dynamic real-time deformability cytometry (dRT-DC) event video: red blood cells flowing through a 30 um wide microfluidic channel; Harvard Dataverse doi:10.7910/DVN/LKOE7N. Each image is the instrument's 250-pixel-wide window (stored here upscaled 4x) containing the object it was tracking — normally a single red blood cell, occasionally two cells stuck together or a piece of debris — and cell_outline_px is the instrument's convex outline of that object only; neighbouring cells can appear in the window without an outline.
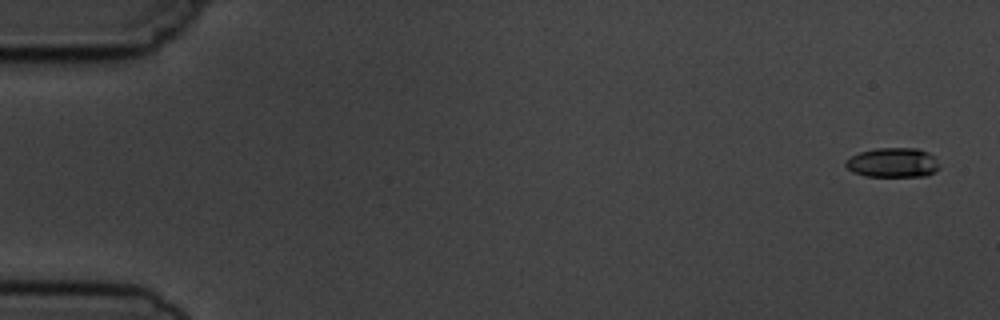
{"species": "common noctule bat (a hibernating species)", "species_latin": "Nyctalus noctula", "temperature_condition": "cold", "stored_images_in_passage": 5, "camera_frame_rate_fps": 3000, "um_per_image_px": 0.085, "animal": {"sex": "male", "body_mass_g": 19.5, "forearm_length_mm": 54.6}, "frame": {"image": 1, "passage_image": 1, "time_ms": 0.0, "image_size_px": [1000, 320], "cell_outline_px": [[940, 168], [924, 176], [864, 176], [852, 172], [844, 164], [844, 160], [860, 152], [876, 148], [916, 148], [928, 152], [932, 156]], "centroid_in_image_um": [75.84, 13.82], "position_along_channel_um": 9.2, "area_um2": 16.01}}
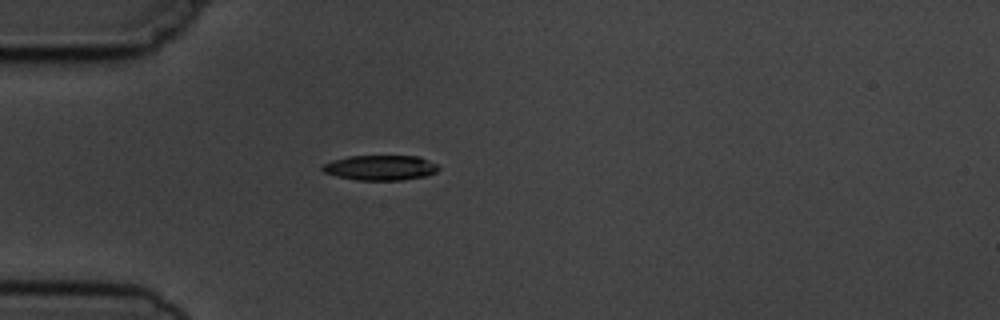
{"frame": {"image": 2, "passage_image": 5, "time_ms": 4.667, "image_size_px": [1000, 320], "cell_outline_px": [[440, 168], [436, 172], [424, 176], [400, 180], [356, 180], [336, 176], [324, 172], [320, 168], [324, 164], [332, 160], [348, 156], [420, 156], [440, 164]], "centroid_in_image_um": [32.36, 14.24], "position_along_channel_um": 52.6, "area_um2": 17.11}}